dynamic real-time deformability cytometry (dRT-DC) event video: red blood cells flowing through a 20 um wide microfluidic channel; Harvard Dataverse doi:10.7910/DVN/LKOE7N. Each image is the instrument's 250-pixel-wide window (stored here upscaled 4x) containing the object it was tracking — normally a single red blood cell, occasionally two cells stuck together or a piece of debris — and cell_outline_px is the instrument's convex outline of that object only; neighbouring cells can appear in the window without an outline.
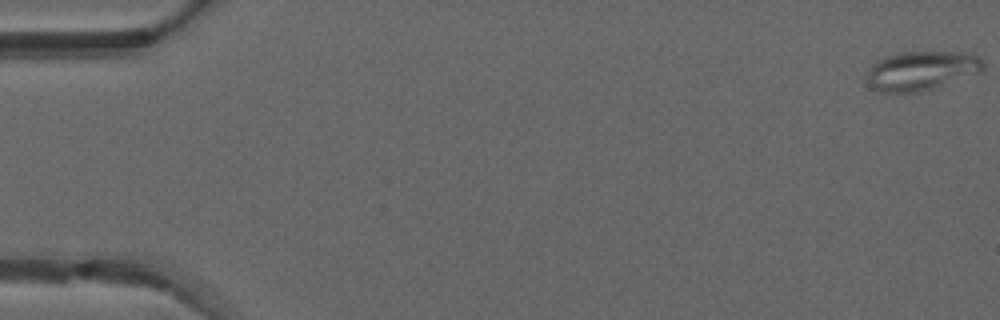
{"species": "common noctule bat (a hibernating species)", "species_latin": "Nyctalus noctula", "temperature_condition": "warm", "stored_images_in_passage": 50, "camera_frame_rate_fps": 3000, "um_per_image_px": 0.085, "animal": {"sex": "male", "forearm_length_mm": 52.5}, "frame": {"image": 1, "passage_image": 1, "time_ms": 0.0, "image_size_px": [1000, 320], "cell_outline_px": [[984, 72], [932, 88], [916, 92], [880, 92], [872, 88], [864, 80], [872, 64], [876, 60], [888, 56], [904, 52], [968, 52], [976, 56], [984, 64]], "centroid_in_image_um": [78.31, 6.01], "position_along_channel_um": 6.7, "area_um2": 26.59}}
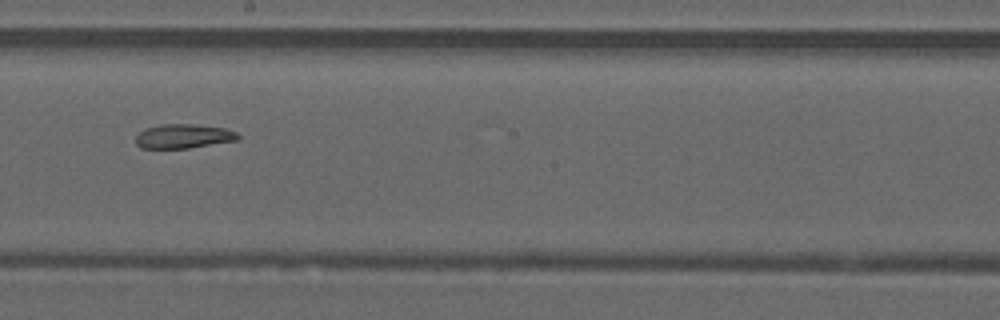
{"frame": {"image": 2, "passage_image": 29, "time_ms": 9.333, "image_size_px": [1000, 320], "cell_outline_px": [[240, 140], [188, 148], [140, 148], [136, 144], [136, 136], [144, 128], [160, 124], [192, 124], [224, 128], [236, 132], [240, 136]], "centroid_in_image_um": [15.59, 11.58], "position_along_channel_um": 232.6, "area_um2": 14.51}}
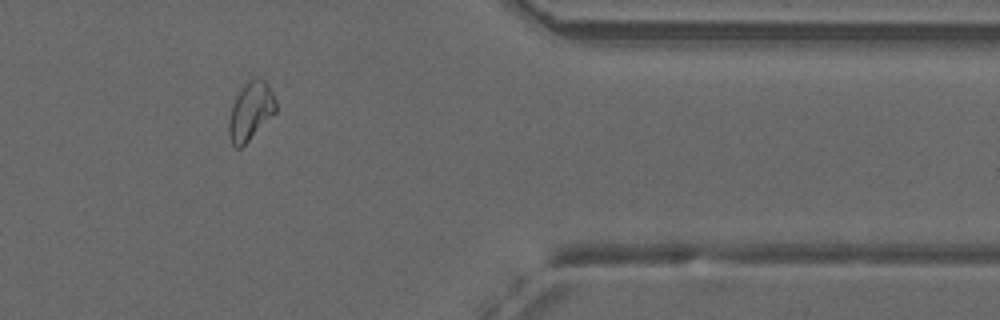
{"frame": {"image": 3, "passage_image": 42, "time_ms": 13.667, "image_size_px": [1000, 320], "cell_outline_px": [[276, 112], [240, 148], [236, 148], [232, 144], [228, 136], [228, 120], [232, 104], [240, 88], [248, 80], [256, 76], [264, 80], [268, 84], [276, 100]], "centroid_in_image_um": [21.28, 9.41], "position_along_channel_um": 390.1, "area_um2": 16.01}, "authors_computed_cell_mechanics": {"area_um2": 17.8024, "velocity_mm_per_s": 4.1138, "shape_relaxation_time_tau1_ms": null, "shape_relaxation_time_tau2_ms": 9.2417, "deformation_change_tau1": null, "deformation_change_tau2": 0.1854}}